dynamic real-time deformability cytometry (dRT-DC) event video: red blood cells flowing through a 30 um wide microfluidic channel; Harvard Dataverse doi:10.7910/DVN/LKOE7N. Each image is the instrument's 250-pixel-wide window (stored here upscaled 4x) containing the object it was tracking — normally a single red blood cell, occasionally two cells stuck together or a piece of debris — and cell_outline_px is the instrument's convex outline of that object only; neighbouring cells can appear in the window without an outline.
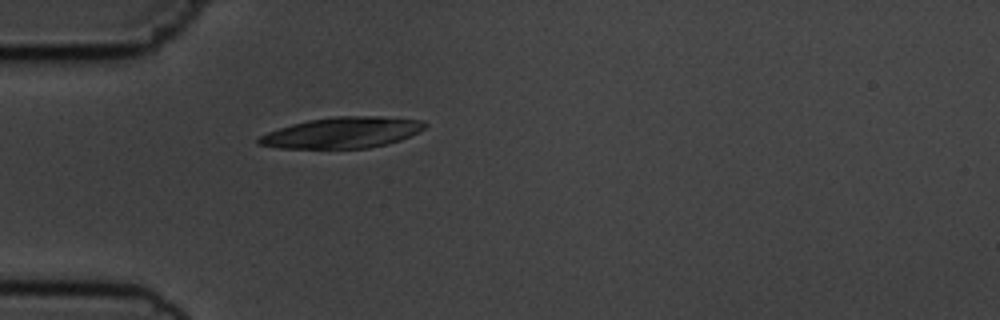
{"species": "common noctule bat (a hibernating species)", "species_latin": "Nyctalus noctula", "temperature_condition": "cold", "stored_images_in_passage": 1, "camera_frame_rate_fps": 3000, "um_per_image_px": 0.085, "animal": {"sex": "male", "body_mass_g": 19.5, "forearm_length_mm": 54.6}, "frame": {"image": 1, "passage_image": 1, "time_ms": 0.0, "image_size_px": [1000, 320], "cell_outline_px": [[428, 124], [424, 128], [400, 140], [388, 144], [368, 148], [280, 148], [256, 144], [256, 140], [260, 136], [268, 132], [292, 124], [308, 120], [332, 116], [380, 116], [424, 120]], "centroid_in_image_um": [29.09, 11.27], "position_along_channel_um": 55.9, "area_um2": 29.94}}